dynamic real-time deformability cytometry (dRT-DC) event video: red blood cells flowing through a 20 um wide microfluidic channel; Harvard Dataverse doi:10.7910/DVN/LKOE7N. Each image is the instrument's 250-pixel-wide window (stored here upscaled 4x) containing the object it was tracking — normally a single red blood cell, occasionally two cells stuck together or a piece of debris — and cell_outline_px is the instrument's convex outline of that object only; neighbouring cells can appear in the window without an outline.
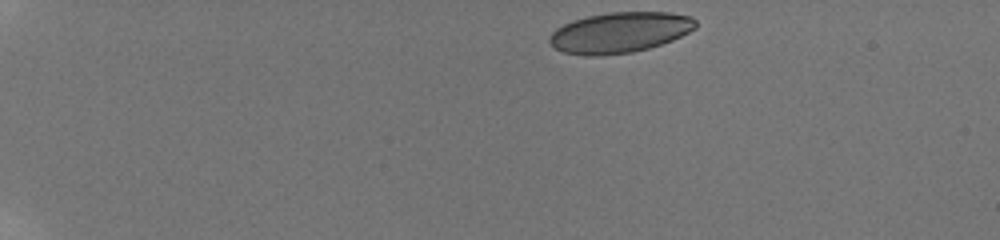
{"species": "human", "species_latin": "Homo sapiens", "temperature_condition": "room temperature", "stored_images_in_passage": 58, "camera_frame_rate_fps": 3000, "um_per_image_px": 0.085, "donor": {"sex": "male"}, "frame": {"image": 1, "passage_image": 1, "time_ms": 0.0, "image_size_px": [1000, 240], "cell_outline_px": [[696, 28], [672, 40], [648, 48], [632, 52], [600, 56], [584, 56], [564, 52], [556, 48], [548, 40], [548, 36], [556, 28], [572, 20], [588, 16], [608, 12], [668, 12], [692, 16], [696, 20]], "centroid_in_image_um": [52.67, 2.76], "position_along_channel_um": 32.3, "area_um2": 34.62}}
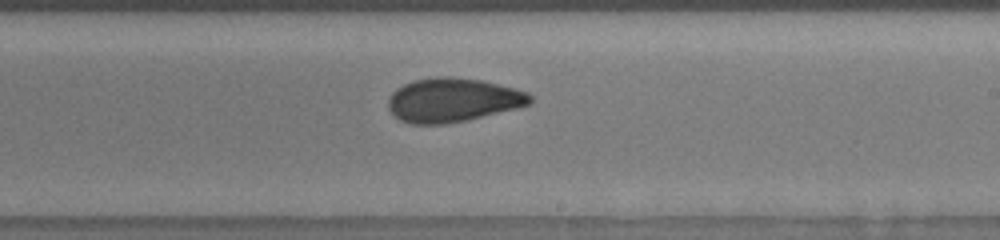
{"frame": {"image": 2, "passage_image": 37, "time_ms": 8.667, "image_size_px": [1000, 240], "cell_outline_px": [[532, 104], [468, 120], [444, 124], [412, 124], [400, 120], [388, 108], [388, 100], [392, 92], [396, 88], [404, 84], [416, 80], [440, 76], [444, 76], [480, 80], [516, 88], [528, 92], [532, 96]], "centroid_in_image_um": [38.5, 8.51], "position_along_channel_um": 250.5, "area_um2": 36.24}}
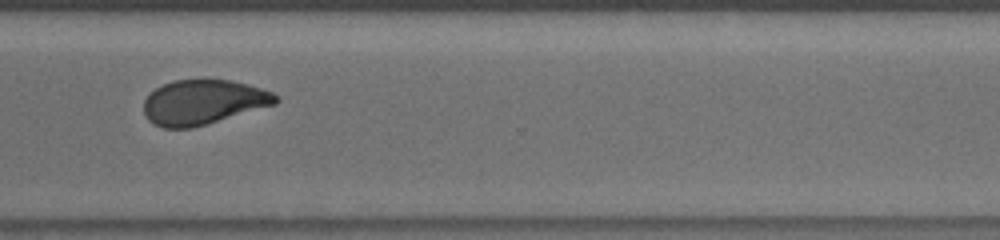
{"frame": {"image": 3, "passage_image": 48, "time_ms": 11.333, "image_size_px": [1000, 240], "cell_outline_px": [[280, 100], [276, 104], [192, 128], [164, 128], [152, 124], [148, 120], [144, 112], [144, 100], [156, 88], [172, 80], [232, 80], [248, 84], [272, 92], [280, 96]], "centroid_in_image_um": [17.28, 8.69], "position_along_channel_um": 353.3, "area_um2": 34.33}, "authors_computed_cell_mechanics": {"area_um2": 36.1828, "velocity_mm_per_s": 3.8535, "shape_relaxation_time_tau1_ms": 9.8954, "shape_relaxation_time_tau2_ms": 1.5039, "deformation_change_tau1": 0.1892, "deformation_change_tau2": 0.0679}}